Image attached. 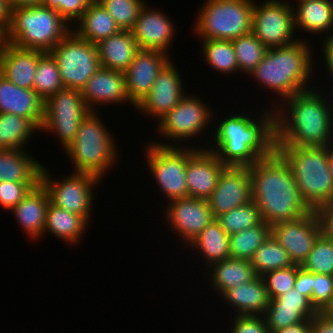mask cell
I'll return each mask as SVG.
<instances>
[{"label":"cell","mask_w":333,"mask_h":333,"mask_svg":"<svg viewBox=\"0 0 333 333\" xmlns=\"http://www.w3.org/2000/svg\"><path fill=\"white\" fill-rule=\"evenodd\" d=\"M317 88L294 94L283 100V105L281 102L276 106L271 104L275 146L328 147L333 144L332 101L323 97L326 92L321 93Z\"/></svg>","instance_id":"6da1fadb"},{"label":"cell","mask_w":333,"mask_h":333,"mask_svg":"<svg viewBox=\"0 0 333 333\" xmlns=\"http://www.w3.org/2000/svg\"><path fill=\"white\" fill-rule=\"evenodd\" d=\"M264 109L257 117L236 112L222 118L211 134L215 143H206L207 149L225 166L250 167L269 156L275 150L274 109Z\"/></svg>","instance_id":"7a4b0ae2"},{"label":"cell","mask_w":333,"mask_h":333,"mask_svg":"<svg viewBox=\"0 0 333 333\" xmlns=\"http://www.w3.org/2000/svg\"><path fill=\"white\" fill-rule=\"evenodd\" d=\"M249 172L252 200L268 225L293 221L312 211L301 198L289 165L276 150L251 165Z\"/></svg>","instance_id":"3957f363"},{"label":"cell","mask_w":333,"mask_h":333,"mask_svg":"<svg viewBox=\"0 0 333 333\" xmlns=\"http://www.w3.org/2000/svg\"><path fill=\"white\" fill-rule=\"evenodd\" d=\"M308 43L305 38H300L291 45L268 49L248 77H253L260 86L274 91L280 98L282 96V101L314 88L308 86L316 63Z\"/></svg>","instance_id":"277c9868"},{"label":"cell","mask_w":333,"mask_h":333,"mask_svg":"<svg viewBox=\"0 0 333 333\" xmlns=\"http://www.w3.org/2000/svg\"><path fill=\"white\" fill-rule=\"evenodd\" d=\"M289 165L300 196L311 210L333 202L328 147L275 146Z\"/></svg>","instance_id":"5b68a950"},{"label":"cell","mask_w":333,"mask_h":333,"mask_svg":"<svg viewBox=\"0 0 333 333\" xmlns=\"http://www.w3.org/2000/svg\"><path fill=\"white\" fill-rule=\"evenodd\" d=\"M72 27L53 8L19 6L11 9L10 24L1 39L20 48L50 52Z\"/></svg>","instance_id":"8992f818"},{"label":"cell","mask_w":333,"mask_h":333,"mask_svg":"<svg viewBox=\"0 0 333 333\" xmlns=\"http://www.w3.org/2000/svg\"><path fill=\"white\" fill-rule=\"evenodd\" d=\"M100 117L98 112H88L79 125L75 139L64 150L74 172L91 173L103 179L104 174L118 163L120 151L117 139L113 138Z\"/></svg>","instance_id":"52a82bcc"},{"label":"cell","mask_w":333,"mask_h":333,"mask_svg":"<svg viewBox=\"0 0 333 333\" xmlns=\"http://www.w3.org/2000/svg\"><path fill=\"white\" fill-rule=\"evenodd\" d=\"M253 5L254 0H205L193 23L194 34L199 40H233L248 34Z\"/></svg>","instance_id":"ba28073f"},{"label":"cell","mask_w":333,"mask_h":333,"mask_svg":"<svg viewBox=\"0 0 333 333\" xmlns=\"http://www.w3.org/2000/svg\"><path fill=\"white\" fill-rule=\"evenodd\" d=\"M144 151L145 163L149 168L159 190L167 203L176 199L188 197L186 166L187 161L199 150L207 147L191 145L184 146H160L149 141Z\"/></svg>","instance_id":"9c48e42d"},{"label":"cell","mask_w":333,"mask_h":333,"mask_svg":"<svg viewBox=\"0 0 333 333\" xmlns=\"http://www.w3.org/2000/svg\"><path fill=\"white\" fill-rule=\"evenodd\" d=\"M202 100L197 98V95L186 93L180 102L157 122L155 129L159 137H163L168 143L166 140L165 143L157 142L155 138L151 142L160 146H185L179 142L182 140L187 143L189 139H196L199 134H204L208 125L213 122L215 113L213 114V109Z\"/></svg>","instance_id":"30bf717a"},{"label":"cell","mask_w":333,"mask_h":333,"mask_svg":"<svg viewBox=\"0 0 333 333\" xmlns=\"http://www.w3.org/2000/svg\"><path fill=\"white\" fill-rule=\"evenodd\" d=\"M56 59L62 85L81 91L101 67L97 46L77 36L72 30L50 51Z\"/></svg>","instance_id":"8fae6325"},{"label":"cell","mask_w":333,"mask_h":333,"mask_svg":"<svg viewBox=\"0 0 333 333\" xmlns=\"http://www.w3.org/2000/svg\"><path fill=\"white\" fill-rule=\"evenodd\" d=\"M48 171L45 166L42 167L40 183L46 189L50 203L82 216L90 224L94 200L93 189H96L95 187L101 183L102 179L91 173L74 171L62 179H57Z\"/></svg>","instance_id":"7c38bea8"},{"label":"cell","mask_w":333,"mask_h":333,"mask_svg":"<svg viewBox=\"0 0 333 333\" xmlns=\"http://www.w3.org/2000/svg\"><path fill=\"white\" fill-rule=\"evenodd\" d=\"M88 112L81 91L64 88L45 101L40 131L53 132V136L55 133L64 150L75 139L79 125Z\"/></svg>","instance_id":"4fadbf2b"},{"label":"cell","mask_w":333,"mask_h":333,"mask_svg":"<svg viewBox=\"0 0 333 333\" xmlns=\"http://www.w3.org/2000/svg\"><path fill=\"white\" fill-rule=\"evenodd\" d=\"M261 3L257 4L254 0L252 13L254 36L267 49L288 46L298 41L299 37L294 36L296 31L293 4L283 0H264Z\"/></svg>","instance_id":"5bb4252c"},{"label":"cell","mask_w":333,"mask_h":333,"mask_svg":"<svg viewBox=\"0 0 333 333\" xmlns=\"http://www.w3.org/2000/svg\"><path fill=\"white\" fill-rule=\"evenodd\" d=\"M168 205V206H167ZM163 213L167 226L188 247L215 218L208 200L186 197L168 202Z\"/></svg>","instance_id":"9a60e30c"},{"label":"cell","mask_w":333,"mask_h":333,"mask_svg":"<svg viewBox=\"0 0 333 333\" xmlns=\"http://www.w3.org/2000/svg\"><path fill=\"white\" fill-rule=\"evenodd\" d=\"M171 59L159 72L153 87L136 106V111L158 121L170 112L185 96L182 75ZM144 112V113H143Z\"/></svg>","instance_id":"2e32d148"},{"label":"cell","mask_w":333,"mask_h":333,"mask_svg":"<svg viewBox=\"0 0 333 333\" xmlns=\"http://www.w3.org/2000/svg\"><path fill=\"white\" fill-rule=\"evenodd\" d=\"M271 234L287 251L292 262L302 265L321 235V229L315 211L312 210L293 221L272 225Z\"/></svg>","instance_id":"e0dca14e"},{"label":"cell","mask_w":333,"mask_h":333,"mask_svg":"<svg viewBox=\"0 0 333 333\" xmlns=\"http://www.w3.org/2000/svg\"><path fill=\"white\" fill-rule=\"evenodd\" d=\"M252 200V181L249 167L226 166L216 188L208 199L213 217L237 208Z\"/></svg>","instance_id":"ac0fdd59"},{"label":"cell","mask_w":333,"mask_h":333,"mask_svg":"<svg viewBox=\"0 0 333 333\" xmlns=\"http://www.w3.org/2000/svg\"><path fill=\"white\" fill-rule=\"evenodd\" d=\"M176 31L175 24L170 17L162 10L153 9L146 3L130 30L139 49L158 50L168 55Z\"/></svg>","instance_id":"d6986e66"},{"label":"cell","mask_w":333,"mask_h":333,"mask_svg":"<svg viewBox=\"0 0 333 333\" xmlns=\"http://www.w3.org/2000/svg\"><path fill=\"white\" fill-rule=\"evenodd\" d=\"M171 55L158 50L139 49L125 73L130 101L137 106L153 87L156 77L171 60Z\"/></svg>","instance_id":"ffe728a7"},{"label":"cell","mask_w":333,"mask_h":333,"mask_svg":"<svg viewBox=\"0 0 333 333\" xmlns=\"http://www.w3.org/2000/svg\"><path fill=\"white\" fill-rule=\"evenodd\" d=\"M81 95L89 111L96 112L97 105L105 106L111 103L124 105L128 102L136 108L128 97L125 73L122 71L100 67L87 81Z\"/></svg>","instance_id":"44dd1931"},{"label":"cell","mask_w":333,"mask_h":333,"mask_svg":"<svg viewBox=\"0 0 333 333\" xmlns=\"http://www.w3.org/2000/svg\"><path fill=\"white\" fill-rule=\"evenodd\" d=\"M317 312L310 300L295 288L270 300L263 317L270 333L301 321L311 320Z\"/></svg>","instance_id":"7402d4cb"},{"label":"cell","mask_w":333,"mask_h":333,"mask_svg":"<svg viewBox=\"0 0 333 333\" xmlns=\"http://www.w3.org/2000/svg\"><path fill=\"white\" fill-rule=\"evenodd\" d=\"M44 53L0 39V74L18 87L33 89L38 60Z\"/></svg>","instance_id":"603a6c76"},{"label":"cell","mask_w":333,"mask_h":333,"mask_svg":"<svg viewBox=\"0 0 333 333\" xmlns=\"http://www.w3.org/2000/svg\"><path fill=\"white\" fill-rule=\"evenodd\" d=\"M225 167L215 153L207 148L199 149L187 161L188 197L208 200L216 188L220 173Z\"/></svg>","instance_id":"cb8c5ba5"},{"label":"cell","mask_w":333,"mask_h":333,"mask_svg":"<svg viewBox=\"0 0 333 333\" xmlns=\"http://www.w3.org/2000/svg\"><path fill=\"white\" fill-rule=\"evenodd\" d=\"M44 103L33 89L18 87L0 74V113L24 117L40 131L44 119Z\"/></svg>","instance_id":"d4e9b609"},{"label":"cell","mask_w":333,"mask_h":333,"mask_svg":"<svg viewBox=\"0 0 333 333\" xmlns=\"http://www.w3.org/2000/svg\"><path fill=\"white\" fill-rule=\"evenodd\" d=\"M49 203V195L43 185L39 183L11 210L18 226L32 241L43 237Z\"/></svg>","instance_id":"484cf974"},{"label":"cell","mask_w":333,"mask_h":333,"mask_svg":"<svg viewBox=\"0 0 333 333\" xmlns=\"http://www.w3.org/2000/svg\"><path fill=\"white\" fill-rule=\"evenodd\" d=\"M296 4L292 6L296 31L326 34L322 39L333 35V0H297Z\"/></svg>","instance_id":"4316f807"},{"label":"cell","mask_w":333,"mask_h":333,"mask_svg":"<svg viewBox=\"0 0 333 333\" xmlns=\"http://www.w3.org/2000/svg\"><path fill=\"white\" fill-rule=\"evenodd\" d=\"M220 298L234 309V315H263L271 300L261 276L227 290Z\"/></svg>","instance_id":"83f0119b"},{"label":"cell","mask_w":333,"mask_h":333,"mask_svg":"<svg viewBox=\"0 0 333 333\" xmlns=\"http://www.w3.org/2000/svg\"><path fill=\"white\" fill-rule=\"evenodd\" d=\"M100 66L125 72L139 47L130 31L120 30L97 44Z\"/></svg>","instance_id":"f1b7e54d"},{"label":"cell","mask_w":333,"mask_h":333,"mask_svg":"<svg viewBox=\"0 0 333 333\" xmlns=\"http://www.w3.org/2000/svg\"><path fill=\"white\" fill-rule=\"evenodd\" d=\"M26 150L0 149V182L40 183L44 164Z\"/></svg>","instance_id":"f546056e"},{"label":"cell","mask_w":333,"mask_h":333,"mask_svg":"<svg viewBox=\"0 0 333 333\" xmlns=\"http://www.w3.org/2000/svg\"><path fill=\"white\" fill-rule=\"evenodd\" d=\"M207 272L212 289L222 296L227 290L251 282L257 277L250 261L245 259L227 258L212 264Z\"/></svg>","instance_id":"4dcf8cb0"},{"label":"cell","mask_w":333,"mask_h":333,"mask_svg":"<svg viewBox=\"0 0 333 333\" xmlns=\"http://www.w3.org/2000/svg\"><path fill=\"white\" fill-rule=\"evenodd\" d=\"M75 24H77L76 29L72 28V31L80 38L94 44L121 30L113 17L97 0L89 4Z\"/></svg>","instance_id":"1f68e13d"},{"label":"cell","mask_w":333,"mask_h":333,"mask_svg":"<svg viewBox=\"0 0 333 333\" xmlns=\"http://www.w3.org/2000/svg\"><path fill=\"white\" fill-rule=\"evenodd\" d=\"M89 225L82 216L49 203L43 236L48 231L47 233L50 232L54 237L66 241L71 246L77 245L84 238L82 236L85 235Z\"/></svg>","instance_id":"d6a6232c"},{"label":"cell","mask_w":333,"mask_h":333,"mask_svg":"<svg viewBox=\"0 0 333 333\" xmlns=\"http://www.w3.org/2000/svg\"><path fill=\"white\" fill-rule=\"evenodd\" d=\"M196 254H200L209 268L212 264L230 258L229 235L222 229L221 224L215 219L188 246ZM195 248V249H194Z\"/></svg>","instance_id":"836d02e7"},{"label":"cell","mask_w":333,"mask_h":333,"mask_svg":"<svg viewBox=\"0 0 333 333\" xmlns=\"http://www.w3.org/2000/svg\"><path fill=\"white\" fill-rule=\"evenodd\" d=\"M36 131L39 130L28 119L13 113H0L1 150L26 149L25 145Z\"/></svg>","instance_id":"e575fe53"},{"label":"cell","mask_w":333,"mask_h":333,"mask_svg":"<svg viewBox=\"0 0 333 333\" xmlns=\"http://www.w3.org/2000/svg\"><path fill=\"white\" fill-rule=\"evenodd\" d=\"M270 234L271 226L262 221L256 226L229 235L230 257L250 261Z\"/></svg>","instance_id":"d590c367"},{"label":"cell","mask_w":333,"mask_h":333,"mask_svg":"<svg viewBox=\"0 0 333 333\" xmlns=\"http://www.w3.org/2000/svg\"><path fill=\"white\" fill-rule=\"evenodd\" d=\"M201 51L205 63L212 70H216L222 75L237 74L239 72L236 54L233 49L232 40H201Z\"/></svg>","instance_id":"8d00e7d4"},{"label":"cell","mask_w":333,"mask_h":333,"mask_svg":"<svg viewBox=\"0 0 333 333\" xmlns=\"http://www.w3.org/2000/svg\"><path fill=\"white\" fill-rule=\"evenodd\" d=\"M250 264L257 276H262L271 270L295 265L287 251L277 242L272 234L255 251Z\"/></svg>","instance_id":"74e56055"},{"label":"cell","mask_w":333,"mask_h":333,"mask_svg":"<svg viewBox=\"0 0 333 333\" xmlns=\"http://www.w3.org/2000/svg\"><path fill=\"white\" fill-rule=\"evenodd\" d=\"M64 89L56 59L45 52L38 60L34 76L33 90L44 101Z\"/></svg>","instance_id":"f35d334b"},{"label":"cell","mask_w":333,"mask_h":333,"mask_svg":"<svg viewBox=\"0 0 333 333\" xmlns=\"http://www.w3.org/2000/svg\"><path fill=\"white\" fill-rule=\"evenodd\" d=\"M239 73L250 75L264 58L267 48L252 32L232 40Z\"/></svg>","instance_id":"ab89813d"},{"label":"cell","mask_w":333,"mask_h":333,"mask_svg":"<svg viewBox=\"0 0 333 333\" xmlns=\"http://www.w3.org/2000/svg\"><path fill=\"white\" fill-rule=\"evenodd\" d=\"M216 220L228 235L241 232L262 222L260 210L253 200L221 214Z\"/></svg>","instance_id":"60d3db41"},{"label":"cell","mask_w":333,"mask_h":333,"mask_svg":"<svg viewBox=\"0 0 333 333\" xmlns=\"http://www.w3.org/2000/svg\"><path fill=\"white\" fill-rule=\"evenodd\" d=\"M113 17L121 30L130 31L136 22L144 0H97Z\"/></svg>","instance_id":"b9f144b4"},{"label":"cell","mask_w":333,"mask_h":333,"mask_svg":"<svg viewBox=\"0 0 333 333\" xmlns=\"http://www.w3.org/2000/svg\"><path fill=\"white\" fill-rule=\"evenodd\" d=\"M301 267L311 273L333 276V241L320 235Z\"/></svg>","instance_id":"7bdbcfd3"},{"label":"cell","mask_w":333,"mask_h":333,"mask_svg":"<svg viewBox=\"0 0 333 333\" xmlns=\"http://www.w3.org/2000/svg\"><path fill=\"white\" fill-rule=\"evenodd\" d=\"M301 265H291L286 268L271 270L263 274L266 289L270 299H274L294 288L297 271Z\"/></svg>","instance_id":"ee69618b"},{"label":"cell","mask_w":333,"mask_h":333,"mask_svg":"<svg viewBox=\"0 0 333 333\" xmlns=\"http://www.w3.org/2000/svg\"><path fill=\"white\" fill-rule=\"evenodd\" d=\"M333 298V276L313 273L311 305L317 313H323Z\"/></svg>","instance_id":"f6af8a7d"},{"label":"cell","mask_w":333,"mask_h":333,"mask_svg":"<svg viewBox=\"0 0 333 333\" xmlns=\"http://www.w3.org/2000/svg\"><path fill=\"white\" fill-rule=\"evenodd\" d=\"M39 183L0 182V207L12 210Z\"/></svg>","instance_id":"bcb514c9"},{"label":"cell","mask_w":333,"mask_h":333,"mask_svg":"<svg viewBox=\"0 0 333 333\" xmlns=\"http://www.w3.org/2000/svg\"><path fill=\"white\" fill-rule=\"evenodd\" d=\"M93 0H42L41 4L55 9L70 25L81 17Z\"/></svg>","instance_id":"7dc6e473"},{"label":"cell","mask_w":333,"mask_h":333,"mask_svg":"<svg viewBox=\"0 0 333 333\" xmlns=\"http://www.w3.org/2000/svg\"><path fill=\"white\" fill-rule=\"evenodd\" d=\"M232 320L231 333H270L263 315H234Z\"/></svg>","instance_id":"c3c4849f"},{"label":"cell","mask_w":333,"mask_h":333,"mask_svg":"<svg viewBox=\"0 0 333 333\" xmlns=\"http://www.w3.org/2000/svg\"><path fill=\"white\" fill-rule=\"evenodd\" d=\"M314 211L319 220L321 235L333 241V202L319 206Z\"/></svg>","instance_id":"681fc988"},{"label":"cell","mask_w":333,"mask_h":333,"mask_svg":"<svg viewBox=\"0 0 333 333\" xmlns=\"http://www.w3.org/2000/svg\"><path fill=\"white\" fill-rule=\"evenodd\" d=\"M294 288L311 301L313 289V273L308 272L301 267L297 271Z\"/></svg>","instance_id":"f907efd6"},{"label":"cell","mask_w":333,"mask_h":333,"mask_svg":"<svg viewBox=\"0 0 333 333\" xmlns=\"http://www.w3.org/2000/svg\"><path fill=\"white\" fill-rule=\"evenodd\" d=\"M311 333H333V319L324 313H317L311 319Z\"/></svg>","instance_id":"816d5d0a"},{"label":"cell","mask_w":333,"mask_h":333,"mask_svg":"<svg viewBox=\"0 0 333 333\" xmlns=\"http://www.w3.org/2000/svg\"><path fill=\"white\" fill-rule=\"evenodd\" d=\"M322 54L326 70L328 71L329 75L331 76V79L333 80V35L330 37L324 38L322 42Z\"/></svg>","instance_id":"f5cc1de1"},{"label":"cell","mask_w":333,"mask_h":333,"mask_svg":"<svg viewBox=\"0 0 333 333\" xmlns=\"http://www.w3.org/2000/svg\"><path fill=\"white\" fill-rule=\"evenodd\" d=\"M11 19V8L7 0H0V36L7 31Z\"/></svg>","instance_id":"db71d44e"},{"label":"cell","mask_w":333,"mask_h":333,"mask_svg":"<svg viewBox=\"0 0 333 333\" xmlns=\"http://www.w3.org/2000/svg\"><path fill=\"white\" fill-rule=\"evenodd\" d=\"M311 320L301 321L288 326L282 330L274 331L273 333H310Z\"/></svg>","instance_id":"11a10c76"},{"label":"cell","mask_w":333,"mask_h":333,"mask_svg":"<svg viewBox=\"0 0 333 333\" xmlns=\"http://www.w3.org/2000/svg\"><path fill=\"white\" fill-rule=\"evenodd\" d=\"M42 0H7V3L11 9L19 6H33L41 4Z\"/></svg>","instance_id":"9f6ffc18"},{"label":"cell","mask_w":333,"mask_h":333,"mask_svg":"<svg viewBox=\"0 0 333 333\" xmlns=\"http://www.w3.org/2000/svg\"><path fill=\"white\" fill-rule=\"evenodd\" d=\"M326 316H329L333 319V298L330 303V305L327 307V309L323 312Z\"/></svg>","instance_id":"6f0895ef"},{"label":"cell","mask_w":333,"mask_h":333,"mask_svg":"<svg viewBox=\"0 0 333 333\" xmlns=\"http://www.w3.org/2000/svg\"><path fill=\"white\" fill-rule=\"evenodd\" d=\"M329 163L331 167V173L333 176V144L329 146Z\"/></svg>","instance_id":"680465c9"},{"label":"cell","mask_w":333,"mask_h":333,"mask_svg":"<svg viewBox=\"0 0 333 333\" xmlns=\"http://www.w3.org/2000/svg\"><path fill=\"white\" fill-rule=\"evenodd\" d=\"M332 120H333V106H332ZM332 135H333V124H332Z\"/></svg>","instance_id":"91938a15"}]
</instances>
